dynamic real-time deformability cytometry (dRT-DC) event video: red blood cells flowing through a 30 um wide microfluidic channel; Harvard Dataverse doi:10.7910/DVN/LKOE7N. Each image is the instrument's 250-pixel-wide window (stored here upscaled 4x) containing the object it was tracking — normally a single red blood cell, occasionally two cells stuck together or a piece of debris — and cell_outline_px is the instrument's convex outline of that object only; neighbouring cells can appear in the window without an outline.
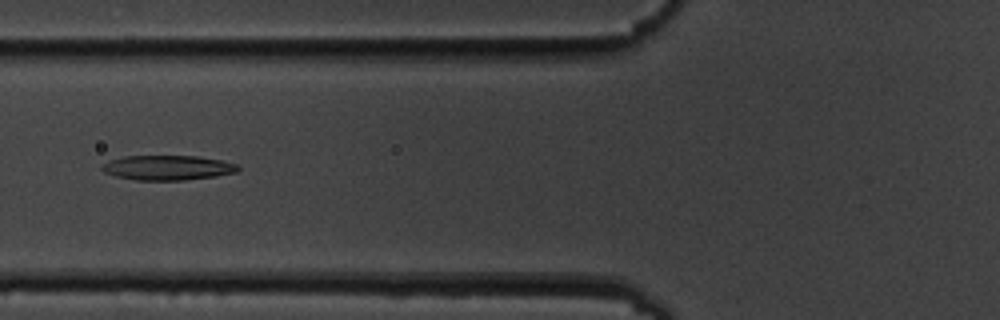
{"species": "common noctule bat (a hibernating species)", "species_latin": "Nyctalus noctula", "temperature_condition": "cold", "stored_images_in_passage": 6, "camera_frame_rate_fps": 3000, "um_per_image_px": 0.085, "animal": {"sex": "male", "body_mass_g": 19.5, "forearm_length_mm": 54.6}, "frame": {"image": 1, "passage_image": 4, "time_ms": 3.333, "image_size_px": [1000, 320], "cell_outline_px": [[240, 168], [236, 172], [216, 176], [184, 180], [136, 180], [116, 176], [104, 172], [100, 168], [100, 164], [108, 160], [124, 156], [196, 156], [220, 160], [236, 164]], "centroid_in_image_um": [14.19, 14.25], "position_along_channel_um": 111.6, "area_um2": 19.65}}
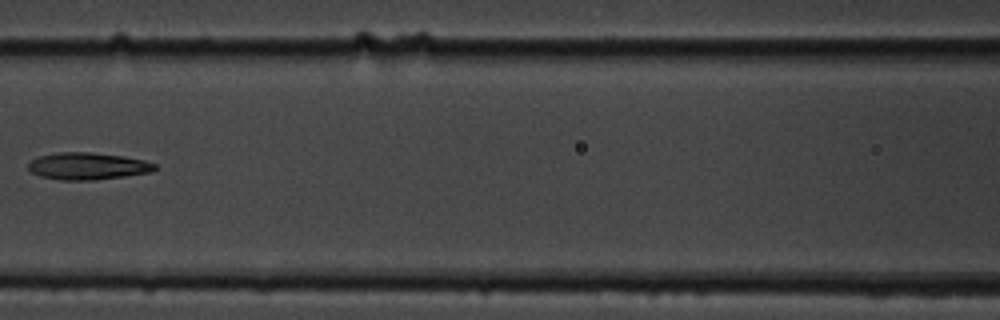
{"frame": {"image": 2, "passage_image": 5, "time_ms": 4.667, "image_size_px": [1000, 320], "cell_outline_px": [[156, 168], [152, 172], [96, 180], [60, 180], [40, 176], [32, 172], [28, 168], [28, 164], [32, 160], [40, 156], [60, 152], [88, 152], [124, 156], [144, 160], [156, 164]], "centroid_in_image_um": [7.47, 14.12], "position_along_channel_um": 159.1, "area_um2": 19.88}}
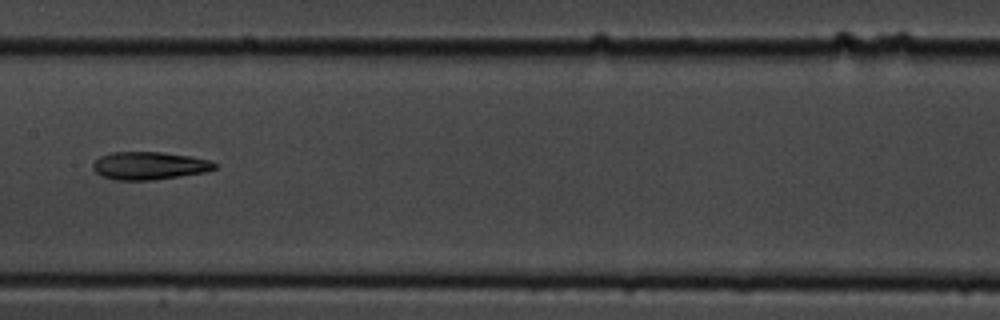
{"frame": {"image": 3, "passage_image": 6, "time_ms": 5.667, "image_size_px": [1000, 320], "cell_outline_px": [[220, 164], [216, 168], [204, 172], [180, 176], [152, 180], [116, 180], [100, 176], [92, 168], [92, 164], [100, 156], [112, 152], [160, 152], [188, 156], [208, 160]], "centroid_in_image_um": [12.67, 14.09], "position_along_channel_um": 194.7, "area_um2": 19.71}}